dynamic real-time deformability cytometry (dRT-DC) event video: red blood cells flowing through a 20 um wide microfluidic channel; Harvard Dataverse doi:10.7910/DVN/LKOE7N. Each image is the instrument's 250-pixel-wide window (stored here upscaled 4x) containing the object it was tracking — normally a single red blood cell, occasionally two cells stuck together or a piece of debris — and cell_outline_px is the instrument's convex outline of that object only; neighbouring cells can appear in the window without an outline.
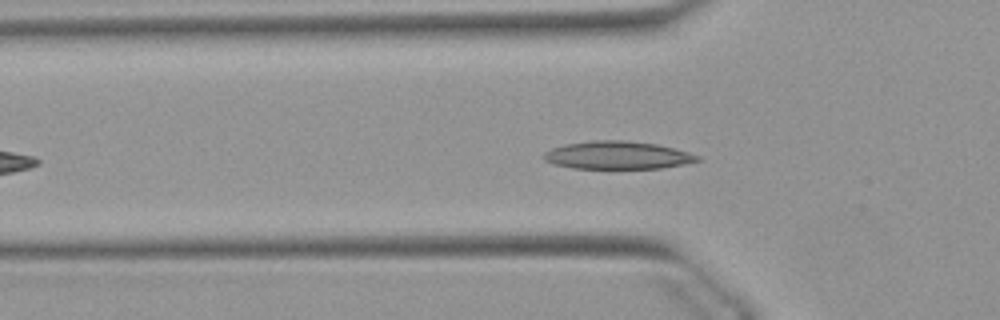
{"species": "Egyptian fruit bat (a non-hibernating species)", "species_latin": "Rousettus aegyptiacus", "temperature_condition": "warm", "stored_images_in_passage": 42, "camera_frame_rate_fps": 3000, "um_per_image_px": 0.085, "animal": {"sex": "female"}, "frame": {"image": 1, "passage_image": 10, "time_ms": 3.0, "image_size_px": [1000, 320], "cell_outline_px": [[700, 160], [660, 168], [572, 168], [552, 164], [544, 160], [544, 152], [552, 148], [564, 144], [592, 140], [624, 140], [656, 144], [688, 152], [700, 156]], "centroid_in_image_um": [52.42, 13.18], "position_along_channel_um": 73.4, "area_um2": 24.74}}
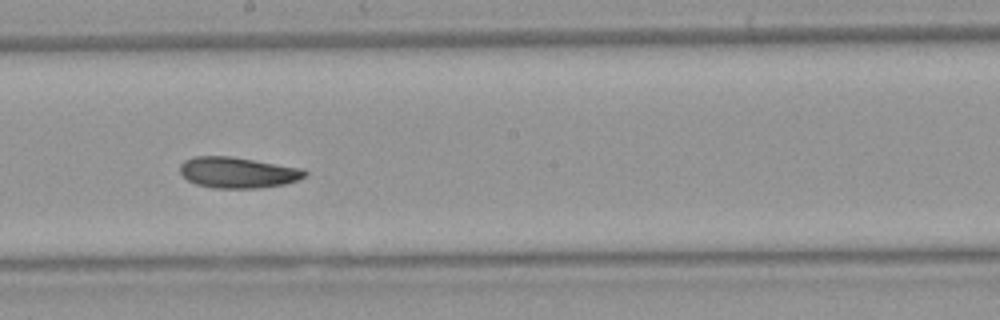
{"frame": {"image": 2, "passage_image": 22, "time_ms": 7.0, "image_size_px": [1000, 320], "cell_outline_px": [[308, 176], [284, 184], [260, 188], [212, 188], [196, 184], [188, 180], [180, 172], [180, 164], [184, 160], [192, 156], [232, 156], [304, 168], [308, 172]], "centroid_in_image_um": [20.23, 14.65], "position_along_channel_um": 228.0, "area_um2": 22.77}}
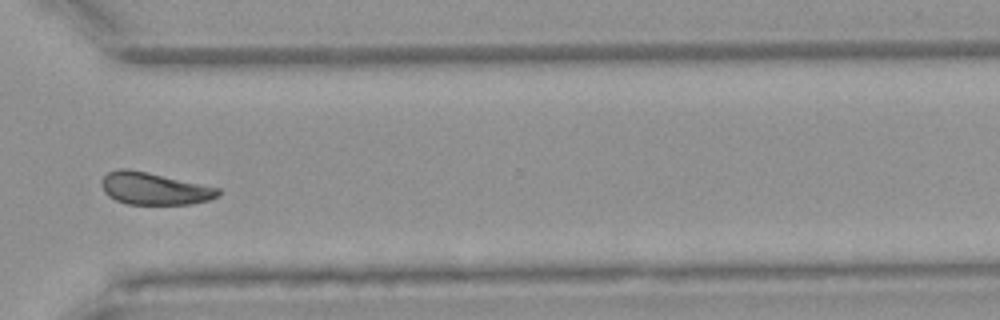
{"frame": {"image": 3, "passage_image": 32, "time_ms": 10.333, "image_size_px": [1000, 320], "cell_outline_px": [[220, 196], [212, 200], [188, 204], [128, 204], [116, 200], [108, 196], [104, 192], [100, 184], [104, 176], [108, 172], [120, 168], [128, 168], [148, 172], [220, 188]], "centroid_in_image_um": [13.12, 16.03], "position_along_channel_um": 357.5, "area_um2": 22.02}, "authors_computed_cell_mechanics": {"area_um2": 22.4553, "velocity_mm_per_s": 3.8741, "shape_relaxation_time_tau1_ms": 6.5609, "shape_relaxation_time_tau2_ms": 8.1218, "deformation_change_tau1": 0.1506, "deformation_change_tau2": 0.0958}}